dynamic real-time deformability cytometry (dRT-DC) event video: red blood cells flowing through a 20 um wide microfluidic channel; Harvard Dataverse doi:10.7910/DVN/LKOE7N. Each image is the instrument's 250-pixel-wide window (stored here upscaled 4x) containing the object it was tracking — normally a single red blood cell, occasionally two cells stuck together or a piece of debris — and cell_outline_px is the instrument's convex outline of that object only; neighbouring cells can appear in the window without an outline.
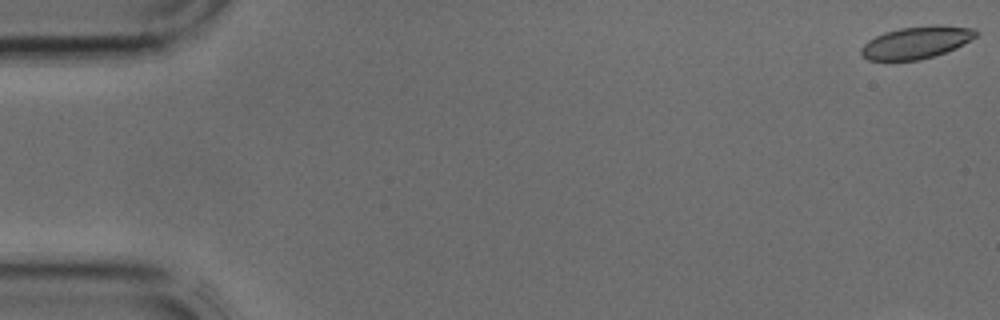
{"species": "common noctule bat (a hibernating species)", "species_latin": "Nyctalus noctula", "temperature_condition": "cold", "stored_images_in_passage": 5, "camera_frame_rate_fps": 3000, "um_per_image_px": 0.085, "animal": {"sex": "male", "body_mass_g": 17.9, "forearm_length_mm": 54.2}, "frame": {"image": 1, "passage_image": 1, "time_ms": 0.0, "image_size_px": [1000, 320], "cell_outline_px": [[980, 32], [976, 36], [964, 44], [956, 48], [920, 60], [868, 60], [860, 56], [860, 48], [868, 40], [884, 32], [900, 28], [932, 24], [936, 24], [972, 28]], "centroid_in_image_um": [77.87, 3.6], "position_along_channel_um": 7.1, "area_um2": 21.68}}
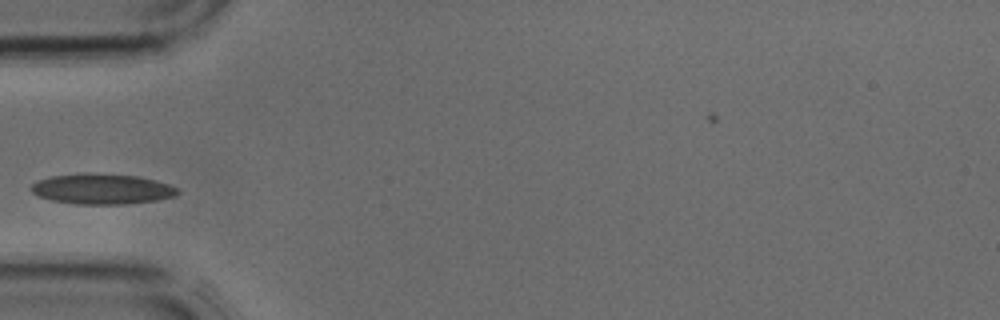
{"frame": {"image": 2, "passage_image": 5, "time_ms": 1.333, "image_size_px": [1000, 320], "cell_outline_px": [[180, 192], [176, 196], [156, 200], [124, 204], [76, 204], [52, 200], [40, 196], [32, 192], [32, 184], [36, 180], [52, 176], [80, 172], [92, 172], [140, 176], [156, 180], [180, 188]], "centroid_in_image_um": [8.7, 16.04], "position_along_channel_um": 76.3, "area_um2": 26.3}}